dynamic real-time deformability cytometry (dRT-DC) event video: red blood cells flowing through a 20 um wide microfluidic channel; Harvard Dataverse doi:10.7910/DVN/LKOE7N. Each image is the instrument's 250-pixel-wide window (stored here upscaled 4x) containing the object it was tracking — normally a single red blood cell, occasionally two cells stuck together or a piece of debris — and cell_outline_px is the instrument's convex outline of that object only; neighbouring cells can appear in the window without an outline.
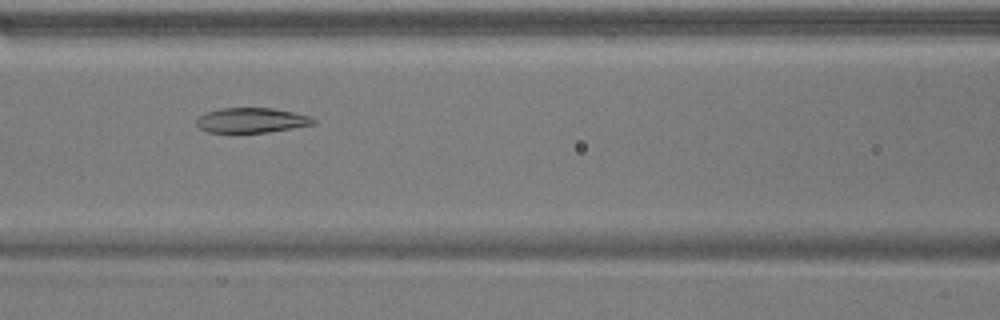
{"species": "common noctule bat (a hibernating species)", "species_latin": "Nyctalus noctula", "temperature_condition": "warm", "stored_images_in_passage": 47, "camera_frame_rate_fps": 3000, "um_per_image_px": 0.085, "animal": {"sex": "male", "body_mass_g": 17.9}, "frame": {"image": 1, "passage_image": 17, "time_ms": 5.333, "image_size_px": [1000, 320], "cell_outline_px": [[316, 124], [268, 132], [208, 132], [200, 128], [196, 124], [196, 120], [200, 116], [208, 112], [220, 108], [272, 108], [312, 116], [316, 120]], "centroid_in_image_um": [21.42, 10.22], "position_along_channel_um": 145.2, "area_um2": 16.88}}
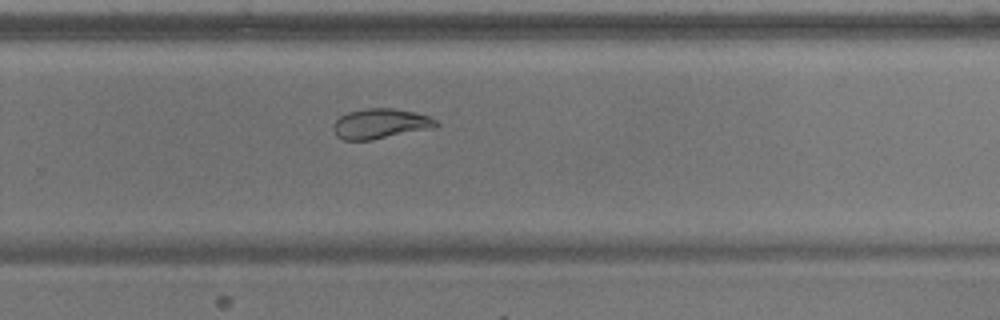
{"frame": {"image": 2, "passage_image": 29, "time_ms": 9.333, "image_size_px": [1000, 320], "cell_outline_px": [[440, 124], [436, 128], [372, 140], [344, 140], [336, 136], [332, 128], [336, 120], [340, 116], [348, 112], [368, 108], [396, 108], [428, 116], [436, 120]], "centroid_in_image_um": [32.35, 10.52], "position_along_channel_um": 297.4, "area_um2": 18.15}}
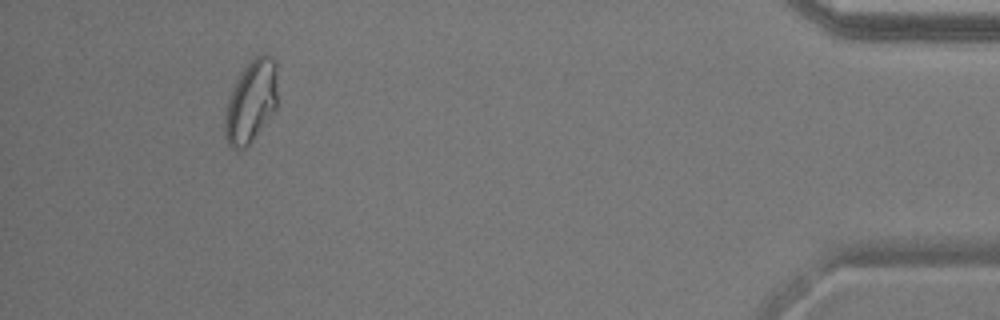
{"frame": {"image": 3, "passage_image": 43, "time_ms": 14.0, "image_size_px": [1000, 320], "cell_outline_px": [[276, 108], [252, 140], [244, 148], [232, 148], [228, 144], [224, 132], [224, 116], [236, 80], [244, 68], [256, 56], [264, 52], [272, 56], [276, 64]], "centroid_in_image_um": [21.34, 8.61], "position_along_channel_um": 413.9, "area_um2": 24.74}, "authors_computed_cell_mechanics": {"area_um2": 18.207, "velocity_mm_per_s": 3.8169, "shape_relaxation_time_tau1_ms": 8.0703, "shape_relaxation_time_tau2_ms": 1.8655, "deformation_change_tau1": 0.2268, "deformation_change_tau2": 0.0683}}